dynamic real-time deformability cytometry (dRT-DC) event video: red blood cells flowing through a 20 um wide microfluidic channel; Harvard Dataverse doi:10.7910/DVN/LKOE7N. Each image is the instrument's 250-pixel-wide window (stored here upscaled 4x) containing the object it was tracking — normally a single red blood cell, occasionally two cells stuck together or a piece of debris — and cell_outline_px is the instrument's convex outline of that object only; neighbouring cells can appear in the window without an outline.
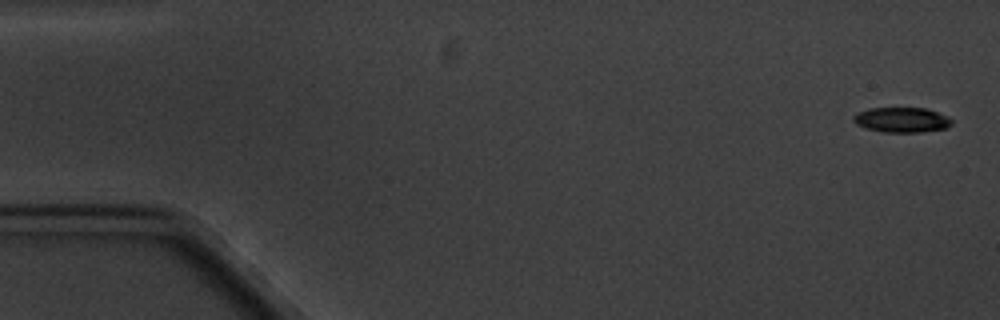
{"species": "common noctule bat (a hibernating species)", "species_latin": "Nyctalus noctula", "temperature_condition": "cold", "stored_images_in_passage": 5, "camera_frame_rate_fps": 3000, "um_per_image_px": 0.085, "animal": {"sex": "male", "body_mass_g": 20.1, "forearm_length_mm": 53.5}, "frame": {"image": 1, "passage_image": 1, "time_ms": 0.0, "image_size_px": [1000, 320], "cell_outline_px": [[952, 124], [944, 128], [920, 132], [884, 132], [868, 128], [856, 124], [852, 120], [852, 116], [856, 112], [868, 108], [924, 108], [948, 116], [952, 120]], "centroid_in_image_um": [76.61, 10.18], "position_along_channel_um": 8.4, "area_um2": 14.28}}
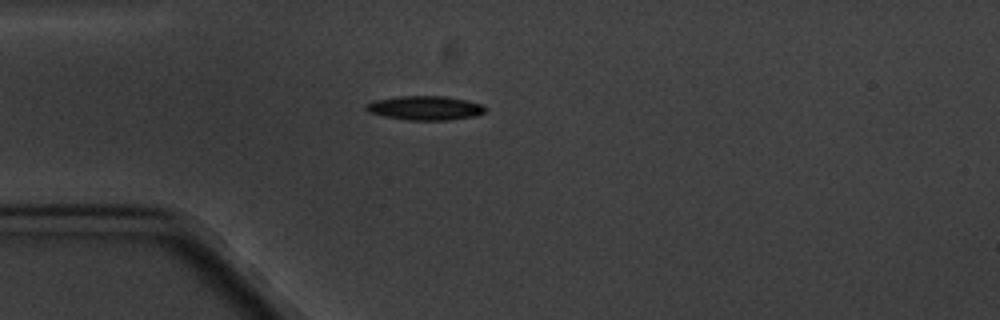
{"frame": {"image": 2, "passage_image": 5, "time_ms": 4.667, "image_size_px": [1000, 320], "cell_outline_px": [[484, 112], [476, 116], [448, 120], [408, 120], [384, 116], [368, 112], [364, 108], [364, 104], [372, 100], [400, 96], [444, 96], [464, 100], [480, 104], [484, 108]], "centroid_in_image_um": [36.05, 9.18], "position_along_channel_um": 49.0, "area_um2": 16.7}}